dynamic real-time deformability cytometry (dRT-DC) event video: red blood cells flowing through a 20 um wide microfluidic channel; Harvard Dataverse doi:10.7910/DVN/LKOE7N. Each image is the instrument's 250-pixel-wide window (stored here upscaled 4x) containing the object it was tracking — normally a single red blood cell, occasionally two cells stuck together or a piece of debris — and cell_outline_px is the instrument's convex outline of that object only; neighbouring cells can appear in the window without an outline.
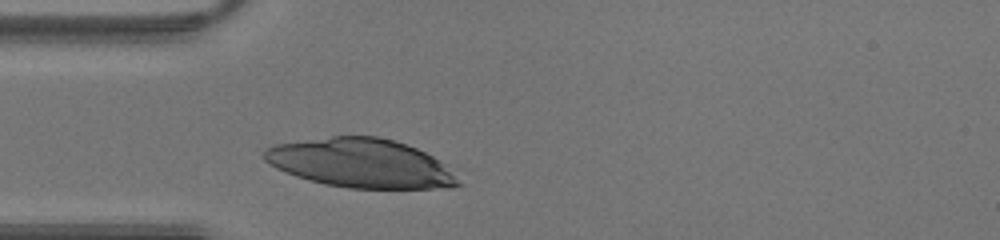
{"species": "human", "species_latin": "Homo sapiens", "temperature_condition": "warm", "stored_images_in_passage": 22, "camera_frame_rate_fps": 3000, "um_per_image_px": 0.085, "donor": {"sex": "male"}, "frame": {"image": 1, "passage_image": 1, "time_ms": 0.0, "image_size_px": [1000, 240], "cell_outline_px": [[464, 184], [448, 188], [348, 188], [324, 184], [308, 180], [284, 172], [268, 164], [264, 160], [264, 148], [276, 144], [332, 136], [376, 136], [392, 140], [416, 148], [432, 156], [444, 164]], "centroid_in_image_um": [30.65, 13.88], "position_along_channel_um": 54.4, "area_um2": 55.2}}
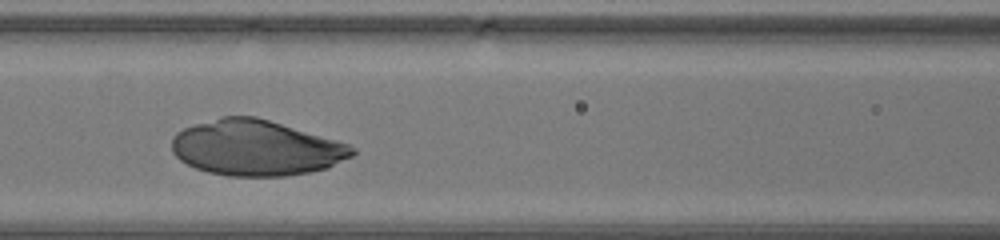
{"frame": {"image": 2, "passage_image": 7, "time_ms": 2.0, "image_size_px": [1000, 240], "cell_outline_px": [[356, 152], [352, 156], [328, 168], [308, 172], [284, 176], [228, 176], [208, 172], [196, 168], [180, 160], [172, 152], [172, 136], [176, 132], [184, 128], [196, 124], [224, 116], [256, 116], [348, 144], [356, 148]], "centroid_in_image_um": [21.75, 12.58], "position_along_channel_um": 144.9, "area_um2": 58.09}}
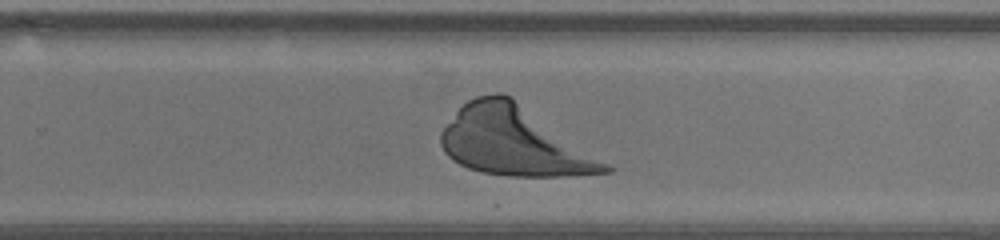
{"frame": {"image": 3, "passage_image": 16, "time_ms": 5.0, "image_size_px": [1000, 240], "cell_outline_px": [[616, 168], [612, 172], [568, 176], [508, 176], [480, 172], [468, 168], [452, 160], [444, 152], [440, 144], [440, 132], [456, 112], [468, 100], [476, 96], [496, 92], [500, 92], [508, 96]], "centroid_in_image_um": [43.67, 12.05], "position_along_channel_um": 286.1, "area_um2": 65.08}}